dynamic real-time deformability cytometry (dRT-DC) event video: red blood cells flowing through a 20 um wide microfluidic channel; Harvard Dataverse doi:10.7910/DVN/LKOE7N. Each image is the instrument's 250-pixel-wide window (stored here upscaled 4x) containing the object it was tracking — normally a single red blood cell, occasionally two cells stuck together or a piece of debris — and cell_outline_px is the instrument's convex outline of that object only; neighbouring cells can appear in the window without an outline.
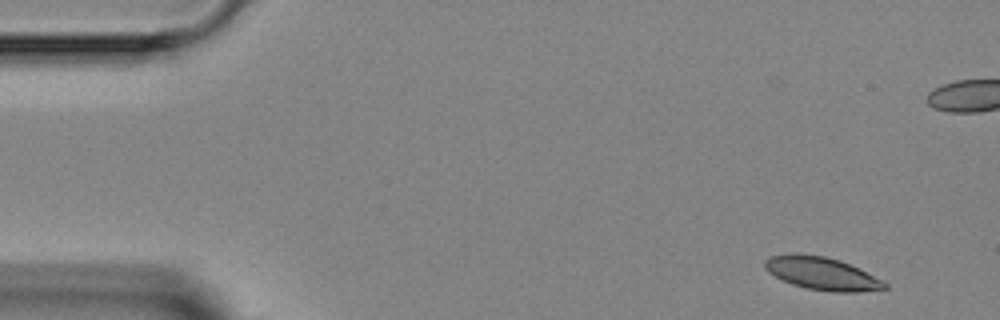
{"species": "Egyptian fruit bat (a non-hibernating species)", "species_latin": "Rousettus aegyptiacus", "temperature_condition": "room temperature", "stored_images_in_passage": 5, "camera_frame_rate_fps": 3000, "um_per_image_px": 0.085, "animal": {"sex": "female"}, "frame": {"image": 1, "passage_image": 1, "time_ms": 0.0, "image_size_px": [1000, 320], "cell_outline_px": [[888, 288], [856, 292], [832, 292], [804, 288], [792, 284], [768, 272], [764, 268], [764, 260], [772, 256], [792, 252], [796, 252], [824, 256], [840, 260], [884, 280], [888, 284]], "centroid_in_image_um": [69.85, 23.24], "position_along_channel_um": 15.1, "area_um2": 23.06}}
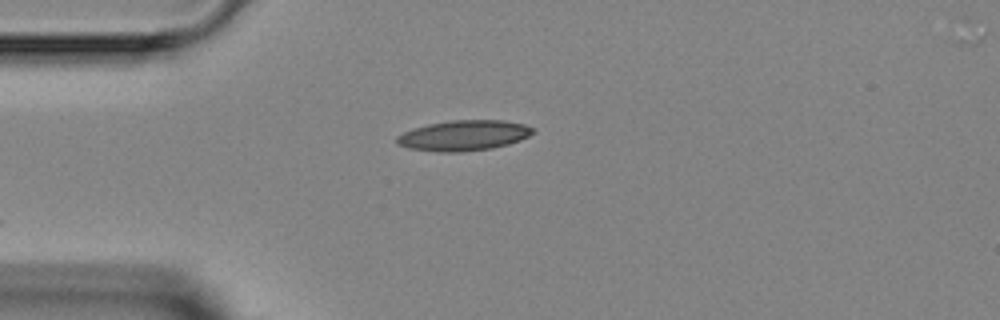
{"frame": {"image": 2, "passage_image": 5, "time_ms": 4.667, "image_size_px": [1000, 320], "cell_outline_px": [[536, 132], [520, 140], [508, 144], [492, 148], [456, 152], [440, 152], [408, 148], [396, 144], [396, 136], [404, 132], [428, 124], [448, 120], [504, 120], [524, 124], [536, 128]], "centroid_in_image_um": [39.44, 11.51], "position_along_channel_um": 45.6, "area_um2": 24.16}}